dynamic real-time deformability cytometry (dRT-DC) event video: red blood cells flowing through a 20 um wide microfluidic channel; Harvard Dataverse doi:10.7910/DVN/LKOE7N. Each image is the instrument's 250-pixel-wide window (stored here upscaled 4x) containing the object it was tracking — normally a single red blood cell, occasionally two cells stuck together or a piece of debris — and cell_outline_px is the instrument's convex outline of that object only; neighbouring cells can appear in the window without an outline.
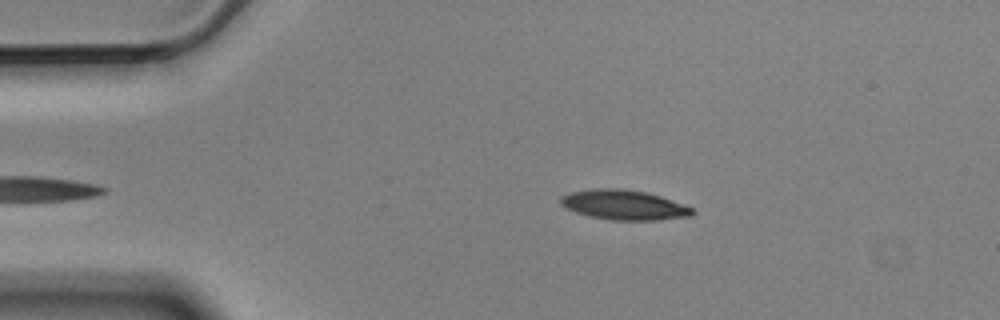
{"species": "Egyptian fruit bat (a non-hibernating species)", "species_latin": "Rousettus aegyptiacus", "temperature_condition": "cold", "stored_images_in_passage": 4, "camera_frame_rate_fps": 3000, "um_per_image_px": 0.085, "animal": {"sex": "male"}, "frame": {"image": 1, "passage_image": 2, "time_ms": 0.333, "image_size_px": [1000, 320], "cell_outline_px": [[696, 212], [692, 216], [656, 220], [612, 220], [588, 216], [576, 212], [560, 204], [560, 196], [568, 192], [596, 188], [620, 188], [648, 192], [660, 196], [692, 208]], "centroid_in_image_um": [53.01, 17.41], "position_along_channel_um": 32.0, "area_um2": 22.95}}